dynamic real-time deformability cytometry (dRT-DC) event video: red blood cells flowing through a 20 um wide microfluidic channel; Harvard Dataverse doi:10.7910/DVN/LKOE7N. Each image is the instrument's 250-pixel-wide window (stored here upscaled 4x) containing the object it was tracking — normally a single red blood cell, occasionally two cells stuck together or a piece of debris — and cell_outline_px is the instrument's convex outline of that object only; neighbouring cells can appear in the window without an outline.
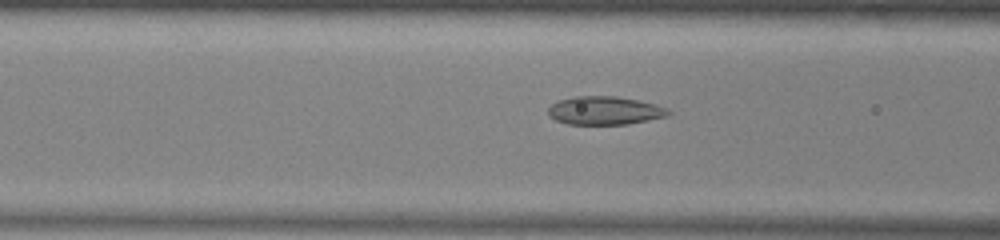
{"species": "common noctule bat (a hibernating species)", "species_latin": "Nyctalus noctula", "temperature_condition": "warm", "stored_images_in_passage": 24, "camera_frame_rate_fps": 3000, "um_per_image_px": 0.085, "animal": {"sex": "male", "body_mass_g": 13.0, "forearm_length_mm": 53.1}, "frame": {"image": 1, "passage_image": 13, "time_ms": 4.0, "image_size_px": [1000, 240], "cell_outline_px": [[672, 112], [668, 116], [628, 124], [568, 124], [556, 120], [548, 116], [548, 108], [552, 104], [560, 100], [576, 96], [616, 96], [656, 104], [668, 108]], "centroid_in_image_um": [51.42, 9.4], "position_along_channel_um": 115.2, "area_um2": 19.83}}
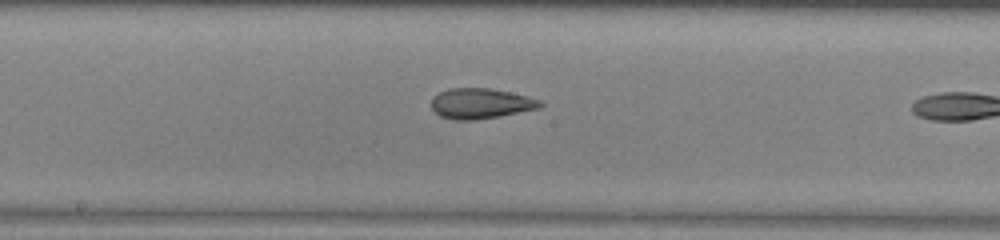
{"frame": {"image": 2, "passage_image": 20, "time_ms": 6.333, "image_size_px": [1000, 240], "cell_outline_px": [[544, 104], [540, 108], [500, 116], [472, 120], [456, 120], [440, 116], [432, 108], [432, 96], [448, 88], [488, 88], [528, 96], [540, 100]], "centroid_in_image_um": [40.86, 8.79], "position_along_channel_um": 207.3, "area_um2": 19.19}}
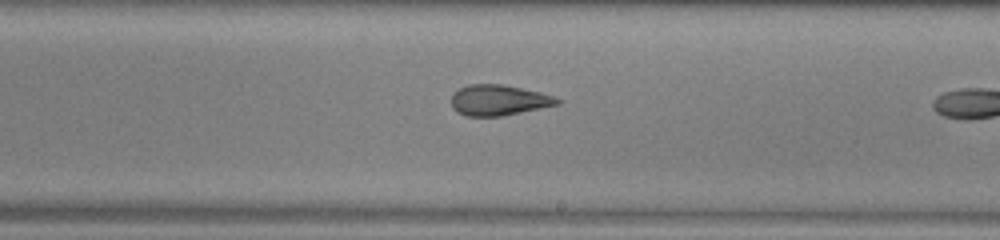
{"frame": {"image": 3, "passage_image": 23, "time_ms": 7.333, "image_size_px": [1000, 240], "cell_outline_px": [[564, 100], [560, 104], [500, 116], [464, 116], [456, 112], [452, 108], [452, 92], [468, 84], [504, 84], [540, 92]], "centroid_in_image_um": [42.37, 8.51], "position_along_channel_um": 246.6, "area_um2": 19.02}}